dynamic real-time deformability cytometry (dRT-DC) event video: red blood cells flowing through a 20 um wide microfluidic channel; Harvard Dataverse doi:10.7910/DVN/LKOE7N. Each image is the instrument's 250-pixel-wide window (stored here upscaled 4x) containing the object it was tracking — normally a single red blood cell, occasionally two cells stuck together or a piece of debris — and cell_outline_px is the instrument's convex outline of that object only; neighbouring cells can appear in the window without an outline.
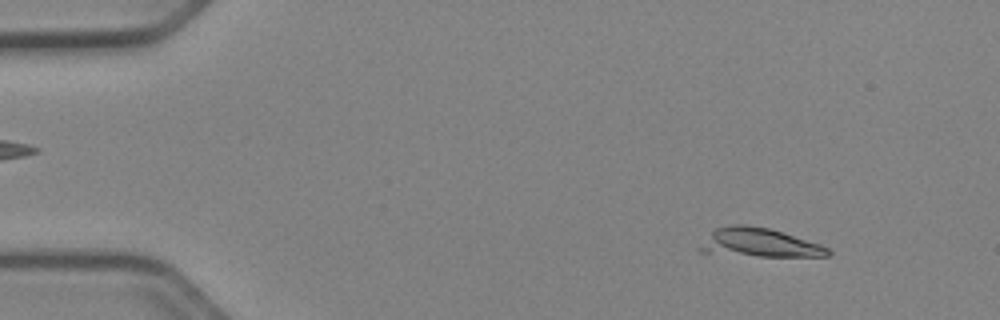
{"species": "Egyptian fruit bat (a non-hibernating species)", "species_latin": "Rousettus aegyptiacus", "temperature_condition": "cold", "stored_images_in_passage": 11, "camera_frame_rate_fps": 3000, "um_per_image_px": 0.085, "animal": {"sex": "female"}, "frame": {"image": 1, "passage_image": 2, "time_ms": 0.333, "image_size_px": [1000, 320], "cell_outline_px": [[832, 256], [756, 256], [700, 252], [696, 248], [716, 228], [732, 224], [744, 224], [768, 228], [820, 244], [828, 248], [832, 252]], "centroid_in_image_um": [64.52, 20.64], "position_along_channel_um": 20.5, "area_um2": 21.33}}
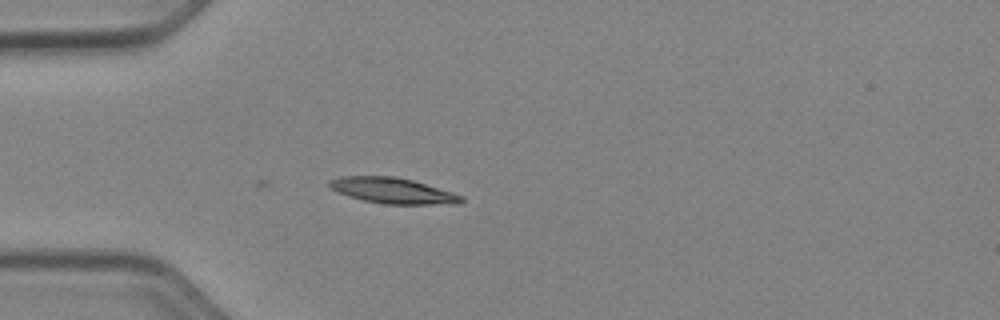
{"frame": {"image": 2, "passage_image": 11, "time_ms": 3.333, "image_size_px": [1000, 320], "cell_outline_px": [[464, 200], [460, 204], [384, 204], [364, 200], [348, 196], [332, 188], [328, 184], [328, 180], [340, 176], [396, 176], [412, 180], [452, 192], [464, 196]], "centroid_in_image_um": [33.41, 16.2], "position_along_channel_um": 51.6, "area_um2": 19.71}}